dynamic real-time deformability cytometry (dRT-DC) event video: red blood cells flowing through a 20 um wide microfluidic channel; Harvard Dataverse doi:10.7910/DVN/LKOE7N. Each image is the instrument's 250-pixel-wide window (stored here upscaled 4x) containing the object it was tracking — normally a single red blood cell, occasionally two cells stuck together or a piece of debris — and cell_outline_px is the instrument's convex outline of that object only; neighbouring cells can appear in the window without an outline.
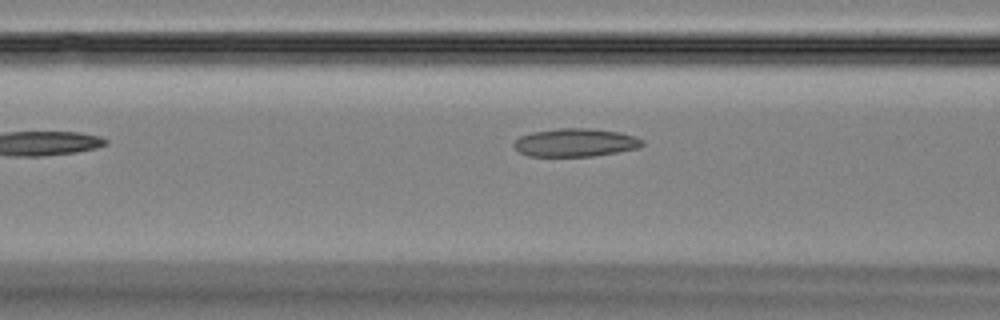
{"species": "Egyptian fruit bat (a non-hibernating species)", "species_latin": "Rousettus aegyptiacus", "temperature_condition": "room temperature", "stored_images_in_passage": 33, "camera_frame_rate_fps": 3000, "um_per_image_px": 0.085, "animal": {"sex": "female"}, "frame": {"image": 1, "passage_image": 6, "time_ms": 1.667, "image_size_px": [1000, 320], "cell_outline_px": [[644, 144], [640, 148], [592, 156], [528, 156], [520, 152], [512, 144], [520, 136], [532, 132], [560, 128], [588, 128], [620, 132], [636, 136], [644, 140]], "centroid_in_image_um": [48.94, 12.11], "position_along_channel_um": 117.7, "area_um2": 21.1}}
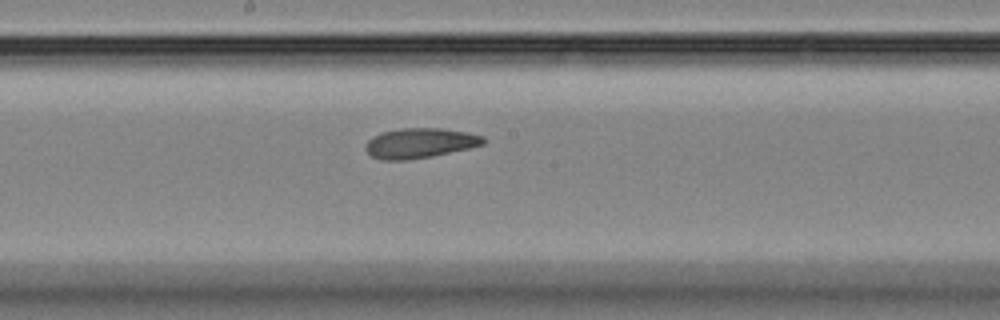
{"frame": {"image": 2, "passage_image": 13, "time_ms": 4.0, "image_size_px": [1000, 320], "cell_outline_px": [[484, 144], [468, 148], [432, 156], [408, 160], [380, 160], [372, 156], [364, 148], [364, 144], [372, 136], [380, 132], [400, 128], [444, 128], [468, 132], [484, 136]], "centroid_in_image_um": [35.65, 12.15], "position_along_channel_um": 212.6, "area_um2": 20.75}}
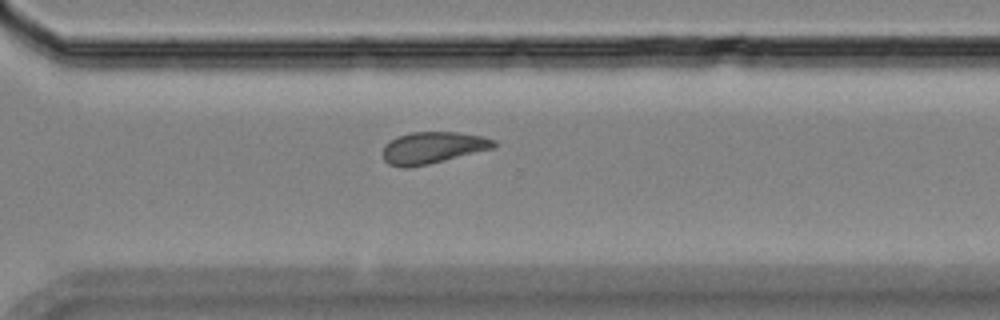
{"frame": {"image": 3, "passage_image": 22, "time_ms": 7.0, "image_size_px": [1000, 320], "cell_outline_px": [[496, 144], [492, 148], [428, 164], [408, 168], [400, 168], [388, 164], [384, 160], [384, 144], [396, 136], [412, 132], [456, 132], [484, 136], [496, 140]], "centroid_in_image_um": [36.74, 12.55], "position_along_channel_um": 333.9, "area_um2": 20.46}}